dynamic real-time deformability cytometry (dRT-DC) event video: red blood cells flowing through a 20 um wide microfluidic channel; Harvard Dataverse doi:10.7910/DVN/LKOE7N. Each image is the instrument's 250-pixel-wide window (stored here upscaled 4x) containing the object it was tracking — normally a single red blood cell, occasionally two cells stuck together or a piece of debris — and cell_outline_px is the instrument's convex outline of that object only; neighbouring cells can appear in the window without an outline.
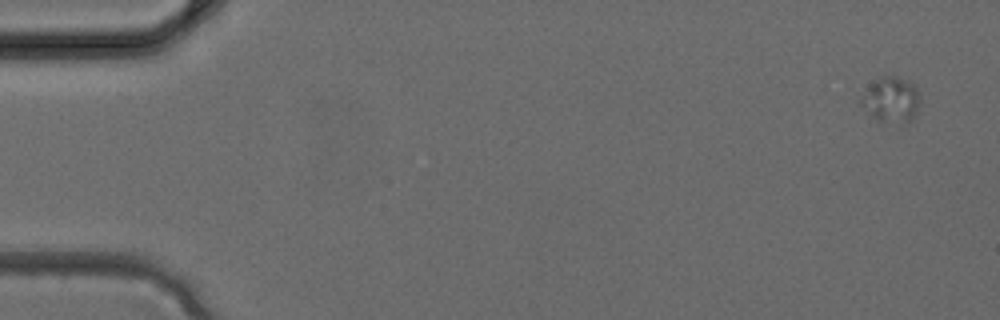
{"species": "common noctule bat (a hibernating species)", "species_latin": "Nyctalus noctula", "temperature_condition": "cold", "stored_images_in_passage": 4, "camera_frame_rate_fps": 3000, "um_per_image_px": 0.085, "animal": {"sex": "female", "body_mass_g": 24.6, "forearm_length_mm": 56.2}, "frame": {"image": 1, "passage_image": 1, "time_ms": 0.0, "image_size_px": [1000, 320], "cell_outline_px": [[920, 100], [912, 120], [904, 124], [876, 120], [860, 104], [860, 100], [872, 80], [880, 76], [896, 76], [908, 80], [916, 88], [920, 96]], "centroid_in_image_um": [75.75, 8.47], "position_along_channel_um": 9.3, "area_um2": 15.66}}